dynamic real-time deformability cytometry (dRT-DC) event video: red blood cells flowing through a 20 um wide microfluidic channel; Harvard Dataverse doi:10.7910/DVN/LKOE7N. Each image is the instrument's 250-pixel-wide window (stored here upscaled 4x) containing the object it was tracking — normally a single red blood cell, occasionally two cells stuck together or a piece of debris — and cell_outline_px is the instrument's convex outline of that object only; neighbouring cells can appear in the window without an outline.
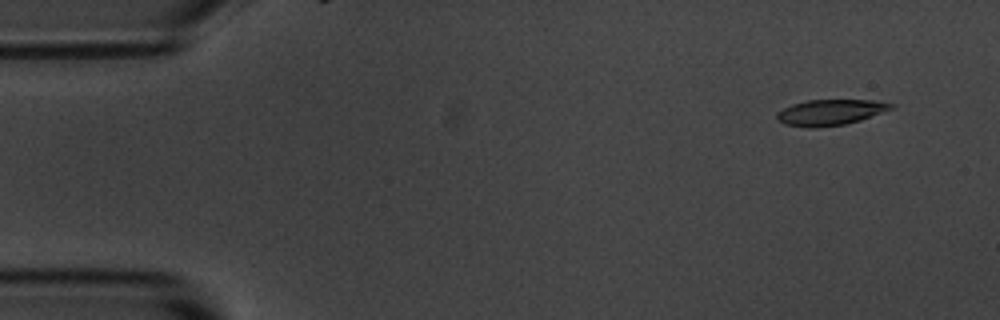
{"species": "common noctule bat (a hibernating species)", "species_latin": "Nyctalus noctula", "temperature_condition": "room temperature", "stored_images_in_passage": 5, "camera_frame_rate_fps": 3000, "um_per_image_px": 0.085, "animal": {"sex": "male", "body_mass_g": 20.1, "forearm_length_mm": 53.5}, "frame": {"image": 1, "passage_image": 1, "time_ms": 0.0, "image_size_px": [1000, 320], "cell_outline_px": [[896, 104], [892, 108], [860, 120], [844, 124], [816, 128], [808, 128], [784, 124], [776, 120], [776, 112], [792, 104], [808, 100], [872, 100]], "centroid_in_image_um": [70.51, 9.55], "position_along_channel_um": 14.5, "area_um2": 17.11}}
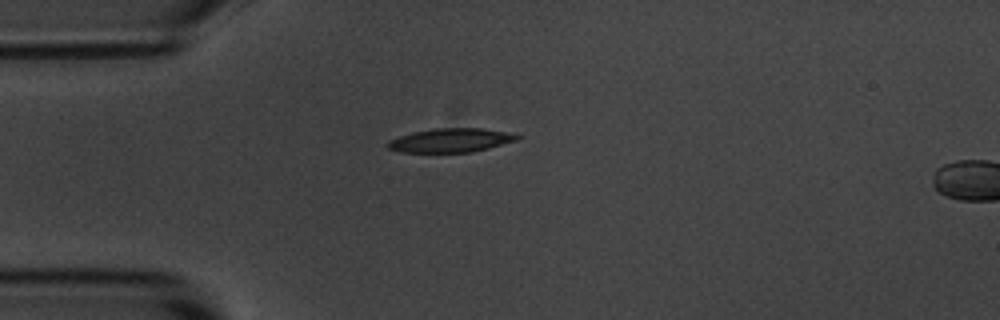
{"frame": {"image": 2, "passage_image": 4, "time_ms": 3.333, "image_size_px": [1000, 320], "cell_outline_px": [[520, 136], [516, 140], [488, 148], [472, 152], [400, 152], [388, 148], [388, 140], [412, 132], [436, 128], [480, 128], [508, 132]], "centroid_in_image_um": [38.29, 11.92], "position_along_channel_um": 46.7, "area_um2": 17.8}}